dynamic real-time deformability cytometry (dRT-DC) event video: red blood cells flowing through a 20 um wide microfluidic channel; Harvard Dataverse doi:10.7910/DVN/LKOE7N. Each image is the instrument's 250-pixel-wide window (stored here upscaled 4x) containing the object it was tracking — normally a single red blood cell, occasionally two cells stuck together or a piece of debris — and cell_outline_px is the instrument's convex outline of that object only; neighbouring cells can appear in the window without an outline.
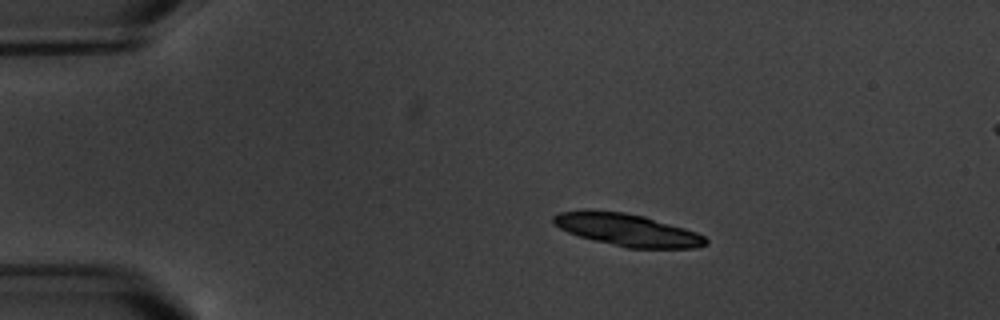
{"species": "common noctule bat (a hibernating species)", "species_latin": "Nyctalus noctula", "temperature_condition": "warm", "stored_images_in_passage": 5, "camera_frame_rate_fps": 3000, "um_per_image_px": 0.085, "animal": {"sex": "male", "body_mass_g": 20.1, "forearm_length_mm": 53.5}, "frame": {"image": 1, "passage_image": 2, "time_ms": 1.333, "image_size_px": [1000, 320], "cell_outline_px": [[708, 244], [696, 248], [628, 248], [592, 240], [568, 232], [552, 224], [552, 216], [560, 212], [584, 208], [588, 208], [624, 212], [644, 216], [684, 228], [696, 232], [704, 236], [708, 240]], "centroid_in_image_um": [53.26, 19.52], "position_along_channel_um": 31.7, "area_um2": 29.07}}